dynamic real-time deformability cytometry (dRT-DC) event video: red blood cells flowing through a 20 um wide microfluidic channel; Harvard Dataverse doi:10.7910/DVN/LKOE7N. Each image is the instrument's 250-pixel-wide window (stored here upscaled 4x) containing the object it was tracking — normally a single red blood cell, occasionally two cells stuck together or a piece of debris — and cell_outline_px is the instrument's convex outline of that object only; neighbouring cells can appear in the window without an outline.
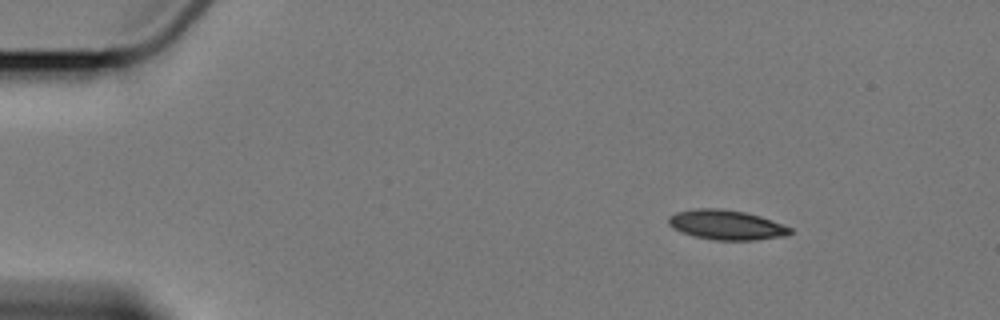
{"species": "Egyptian fruit bat (a non-hibernating species)", "species_latin": "Rousettus aegyptiacus", "temperature_condition": "cold", "stored_images_in_passage": 4, "camera_frame_rate_fps": 3000, "um_per_image_px": 0.085, "animal": {"sex": "female"}, "frame": {"image": 1, "passage_image": 1, "time_ms": 0.0, "image_size_px": [1000, 320], "cell_outline_px": [[792, 232], [788, 236], [756, 240], [712, 240], [696, 236], [672, 228], [668, 224], [668, 216], [676, 212], [696, 208], [720, 208], [744, 212], [760, 216], [792, 228]], "centroid_in_image_um": [61.75, 19.11], "position_along_channel_um": 23.3, "area_um2": 21.1}}
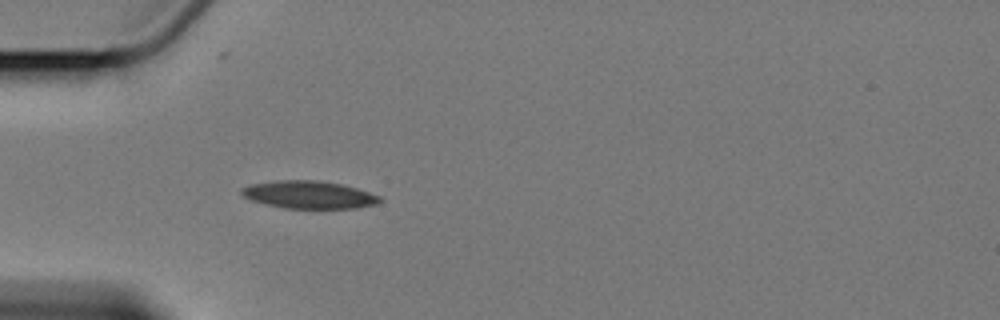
{"frame": {"image": 2, "passage_image": 4, "time_ms": 3.333, "image_size_px": [1000, 320], "cell_outline_px": [[384, 200], [376, 204], [356, 208], [284, 208], [252, 200], [244, 196], [240, 192], [240, 188], [248, 184], [276, 180], [320, 180], [340, 184], [356, 188], [380, 196]], "centroid_in_image_um": [26.25, 16.54], "position_along_channel_um": 58.8, "area_um2": 22.25}}